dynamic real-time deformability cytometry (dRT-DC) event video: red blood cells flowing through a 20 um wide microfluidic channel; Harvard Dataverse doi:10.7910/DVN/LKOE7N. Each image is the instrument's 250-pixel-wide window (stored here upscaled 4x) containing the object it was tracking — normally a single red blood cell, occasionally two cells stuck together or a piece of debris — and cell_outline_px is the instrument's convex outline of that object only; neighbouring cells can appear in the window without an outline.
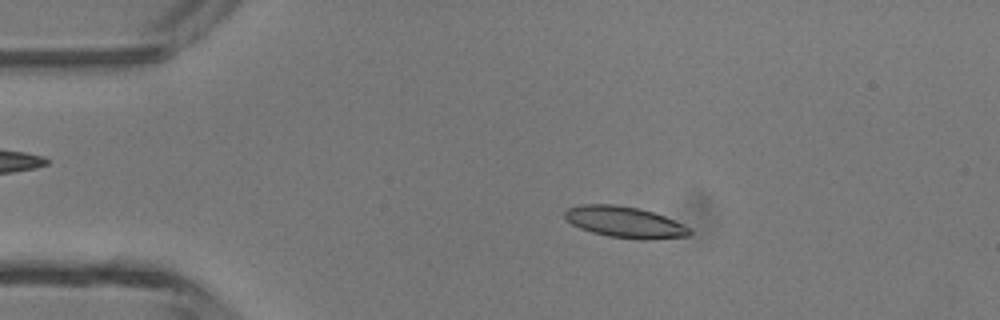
{"species": "common noctule bat (a hibernating species)", "species_latin": "Nyctalus noctula", "temperature_condition": "room temperature", "stored_images_in_passage": 47, "camera_frame_rate_fps": 3000, "um_per_image_px": 0.085, "animal": {"sex": "male", "body_mass_g": 13.3}, "frame": {"image": 1, "passage_image": 9, "time_ms": 2.667, "image_size_px": [1000, 320], "cell_outline_px": [[692, 232], [688, 236], [648, 240], [640, 240], [608, 236], [592, 232], [580, 228], [572, 224], [564, 216], [564, 212], [568, 208], [580, 204], [616, 204], [640, 208], [664, 216], [688, 228]], "centroid_in_image_um": [53.07, 18.88], "position_along_channel_um": 31.9, "area_um2": 22.6}}
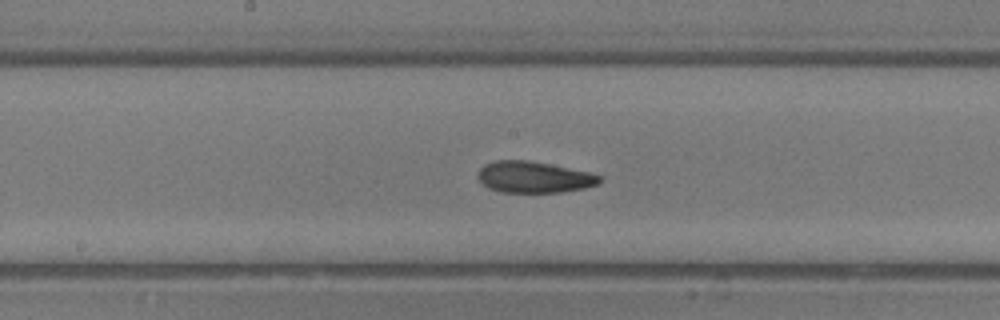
{"frame": {"image": 2, "passage_image": 24, "time_ms": 7.667, "image_size_px": [1000, 320], "cell_outline_px": [[600, 184], [584, 188], [564, 192], [500, 192], [488, 188], [476, 176], [480, 168], [484, 164], [496, 160], [524, 160], [548, 164], [588, 172], [600, 176]], "centroid_in_image_um": [45.35, 15.06], "position_along_channel_um": 202.8, "area_um2": 22.08}}
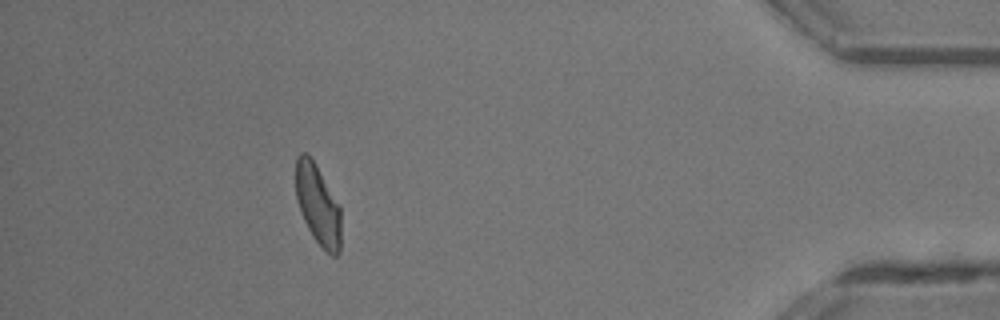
{"frame": {"image": 3, "passage_image": 42, "time_ms": 13.667, "image_size_px": [1000, 320], "cell_outline_px": [[340, 252], [336, 256], [332, 256], [312, 236], [304, 220], [296, 196], [296, 156], [300, 152], [304, 152], [316, 164], [340, 204]], "centroid_in_image_um": [27.03, 17.38], "position_along_channel_um": 408.2, "area_um2": 21.04}, "authors_computed_cell_mechanics": {"area_um2": 21.9062, "velocity_mm_per_s": 4.379, "shape_relaxation_time_tau1_ms": 5.7033, "shape_relaxation_time_tau2_ms": 3.9834, "deformation_change_tau1": 0.1799, "deformation_change_tau2": 0.1054}}